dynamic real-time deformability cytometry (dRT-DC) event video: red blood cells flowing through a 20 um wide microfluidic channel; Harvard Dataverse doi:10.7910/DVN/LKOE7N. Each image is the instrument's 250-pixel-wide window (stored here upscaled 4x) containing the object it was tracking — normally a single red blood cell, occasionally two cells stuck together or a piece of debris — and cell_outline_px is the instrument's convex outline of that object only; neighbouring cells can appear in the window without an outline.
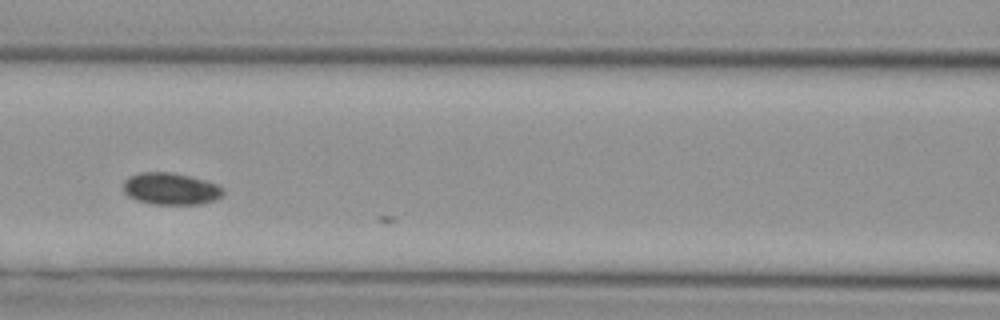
{"species": "Egyptian fruit bat (a non-hibernating species)", "species_latin": "Rousettus aegyptiacus", "temperature_condition": "cold", "stored_images_in_passage": 11, "camera_frame_rate_fps": 3000, "um_per_image_px": 0.085, "animal": {"sex": "female"}, "frame": {"image": 1, "passage_image": 9, "time_ms": 2.667, "image_size_px": [1000, 320], "cell_outline_px": [[224, 196], [216, 200], [200, 204], [152, 204], [136, 200], [128, 196], [124, 192], [124, 180], [128, 176], [140, 172], [172, 172], [204, 180], [216, 184], [224, 188]], "centroid_in_image_um": [14.52, 16.05], "position_along_channel_um": 152.1, "area_um2": 18.73}}